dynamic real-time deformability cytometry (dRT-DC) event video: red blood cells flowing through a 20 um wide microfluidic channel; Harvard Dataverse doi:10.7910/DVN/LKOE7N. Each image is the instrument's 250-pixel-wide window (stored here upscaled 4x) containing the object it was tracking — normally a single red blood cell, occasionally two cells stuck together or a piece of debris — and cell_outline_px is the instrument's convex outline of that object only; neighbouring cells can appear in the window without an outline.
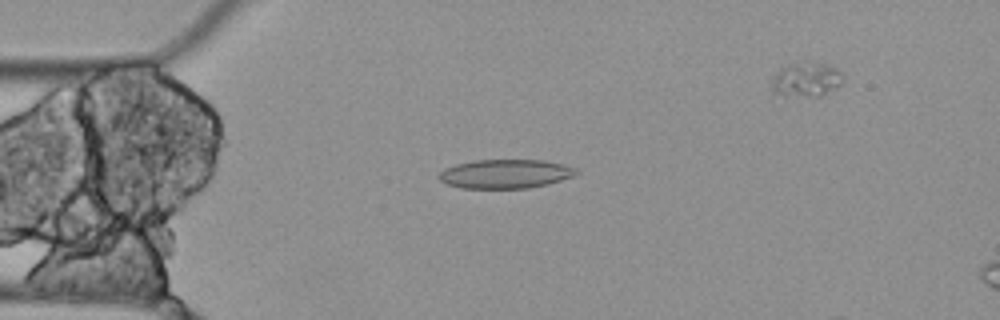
{"species": "Egyptian fruit bat (a non-hibernating species)", "species_latin": "Rousettus aegyptiacus", "temperature_condition": "cold", "stored_images_in_passage": 5, "segment_of_instrument_passage": [1, 2], "camera_frame_rate_fps": 3000, "um_per_image_px": 0.085, "animal": {"sex": "female"}, "frame": {"image": 1, "passage_image": 1, "time_ms": 0.0, "image_size_px": [1000, 320], "cell_outline_px": [[580, 172], [572, 176], [548, 184], [528, 188], [460, 188], [448, 184], [440, 180], [436, 176], [444, 168], [456, 164], [472, 160], [544, 160], [576, 168]], "centroid_in_image_um": [42.92, 14.77], "position_along_channel_um": 42.1, "area_um2": 23.18}}
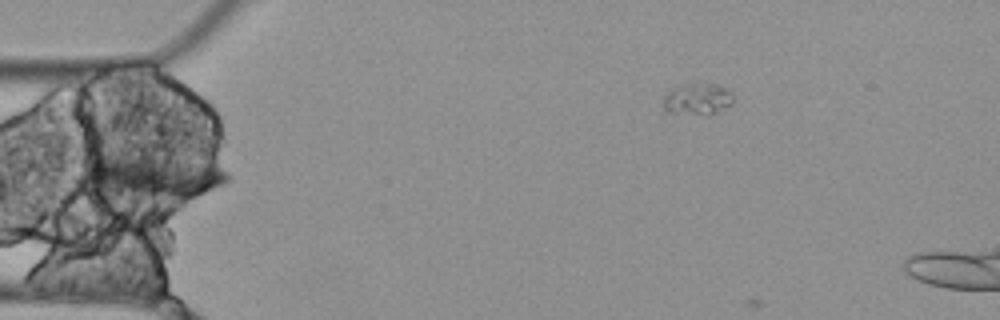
{"frame": {"image": 2, "passage_image": 2, "time_ms": 0.333, "image_size_px": [1000, 320], "cell_outline_px": [[232, 176], [224, 184], [184, 200], [112, 208], [96, 196], [80, 172], [80, 156], [136, 156], [216, 164], [228, 172]], "centroid_in_image_um": [12.61, 15.23], "position_along_channel_um": 72.4, "area_um2": 41.44}}